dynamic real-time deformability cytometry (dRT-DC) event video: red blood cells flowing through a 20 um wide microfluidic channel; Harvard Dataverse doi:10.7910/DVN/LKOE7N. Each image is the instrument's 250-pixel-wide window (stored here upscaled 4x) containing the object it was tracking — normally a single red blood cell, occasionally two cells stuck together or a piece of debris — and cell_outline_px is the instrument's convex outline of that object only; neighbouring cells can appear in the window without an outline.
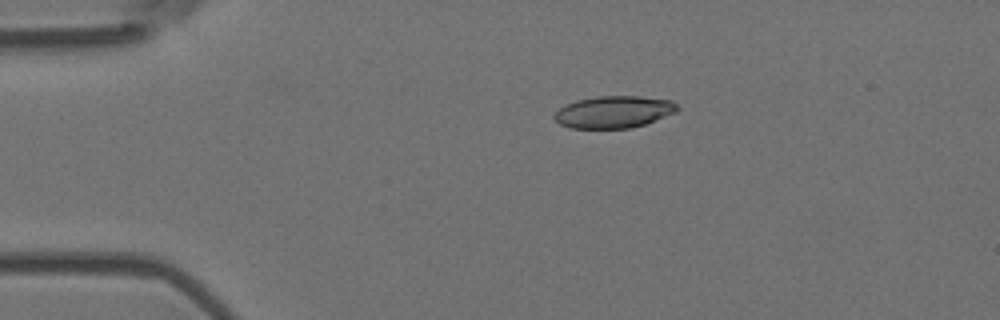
{"species": "Egyptian fruit bat (a non-hibernating species)", "species_latin": "Rousettus aegyptiacus", "temperature_condition": "room temperature", "stored_images_in_passage": 5, "camera_frame_rate_fps": 3000, "um_per_image_px": 0.085, "animal": {"sex": "female"}, "frame": {"image": 1, "passage_image": 3, "time_ms": 0.667, "image_size_px": [1000, 320], "cell_outline_px": [[680, 108], [676, 112], [644, 124], [628, 128], [572, 128], [560, 124], [552, 116], [560, 108], [576, 100], [596, 96], [640, 96], [672, 100]], "centroid_in_image_um": [52.18, 9.5], "position_along_channel_um": 32.8, "area_um2": 22.83}}
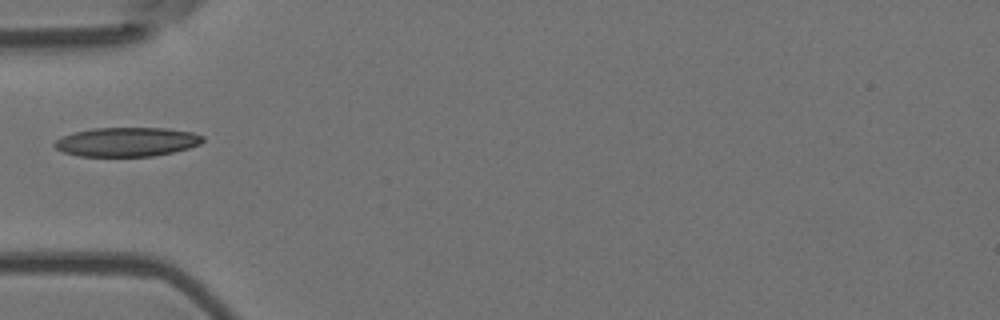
{"frame": {"image": 2, "passage_image": 5, "time_ms": 1.333, "image_size_px": [1000, 320], "cell_outline_px": [[204, 140], [200, 144], [188, 148], [172, 152], [152, 156], [80, 156], [64, 152], [56, 148], [52, 144], [56, 140], [64, 136], [76, 132], [92, 128], [164, 128], [192, 132], [204, 136]], "centroid_in_image_um": [10.8, 12.06], "position_along_channel_um": 74.2, "area_um2": 24.97}}